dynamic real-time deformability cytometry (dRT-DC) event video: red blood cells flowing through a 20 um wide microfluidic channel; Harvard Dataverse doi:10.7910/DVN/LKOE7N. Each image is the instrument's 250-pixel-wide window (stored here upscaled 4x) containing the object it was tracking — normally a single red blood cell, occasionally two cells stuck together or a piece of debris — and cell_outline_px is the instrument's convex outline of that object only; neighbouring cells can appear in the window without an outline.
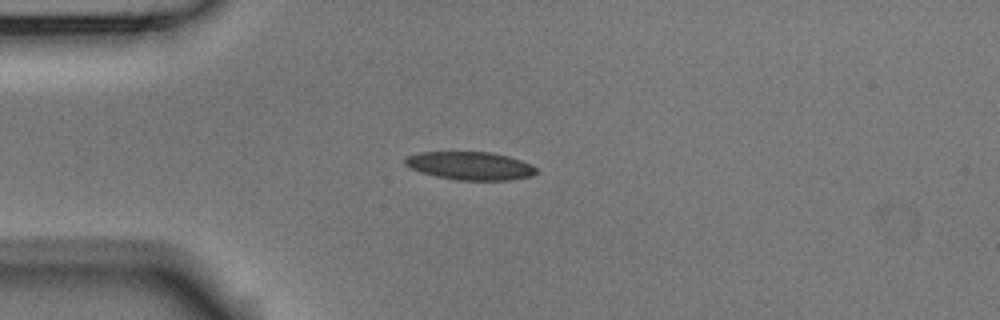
{"species": "Egyptian fruit bat (a non-hibernating species)", "species_latin": "Rousettus aegyptiacus", "temperature_condition": "room temperature", "stored_images_in_passage": 2, "segment_of_instrument_passage": [1, 2], "camera_frame_rate_fps": 3000, "um_per_image_px": 0.085, "animal": {"sex": "male"}, "frame": {"image": 1, "passage_image": 1, "time_ms": 0.0, "image_size_px": [1000, 320], "cell_outline_px": [[536, 172], [532, 176], [512, 180], [456, 180], [436, 176], [420, 172], [408, 168], [404, 164], [404, 156], [420, 152], [492, 152], [508, 156], [520, 160], [536, 168]], "centroid_in_image_um": [39.9, 14.09], "position_along_channel_um": 45.1, "area_um2": 21.62}}